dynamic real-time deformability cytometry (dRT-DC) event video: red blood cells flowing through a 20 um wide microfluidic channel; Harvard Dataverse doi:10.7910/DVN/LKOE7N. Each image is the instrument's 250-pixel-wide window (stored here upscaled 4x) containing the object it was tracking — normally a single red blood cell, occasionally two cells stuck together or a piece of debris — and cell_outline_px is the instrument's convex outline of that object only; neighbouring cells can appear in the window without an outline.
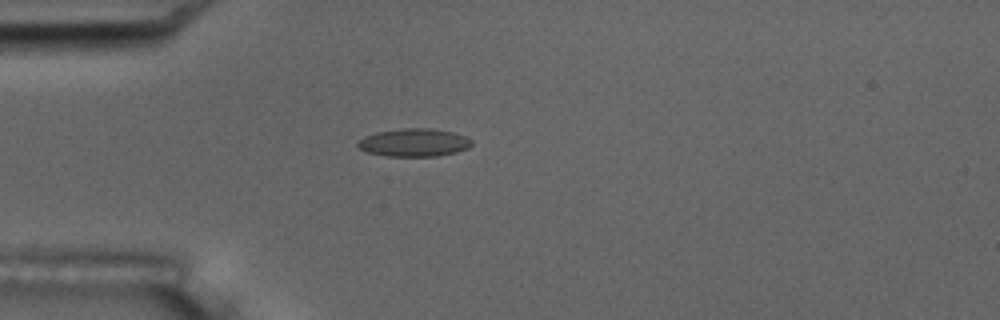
{"species": "common noctule bat (a hibernating species)", "species_latin": "Nyctalus noctula", "temperature_condition": "room temperature", "stored_images_in_passage": 4, "camera_frame_rate_fps": 3000, "um_per_image_px": 0.085, "animal": {"sex": "male", "body_mass_g": 17.5, "forearm_length_mm": 52.3}, "frame": {"image": 1, "passage_image": 4, "time_ms": 4.333, "image_size_px": [1000, 320], "cell_outline_px": [[472, 144], [468, 148], [456, 152], [436, 156], [384, 156], [368, 152], [360, 148], [356, 144], [364, 136], [376, 132], [404, 128], [432, 128], [452, 132], [464, 136], [472, 140]], "centroid_in_image_um": [35.19, 12.11], "position_along_channel_um": 49.8, "area_um2": 18.5}}